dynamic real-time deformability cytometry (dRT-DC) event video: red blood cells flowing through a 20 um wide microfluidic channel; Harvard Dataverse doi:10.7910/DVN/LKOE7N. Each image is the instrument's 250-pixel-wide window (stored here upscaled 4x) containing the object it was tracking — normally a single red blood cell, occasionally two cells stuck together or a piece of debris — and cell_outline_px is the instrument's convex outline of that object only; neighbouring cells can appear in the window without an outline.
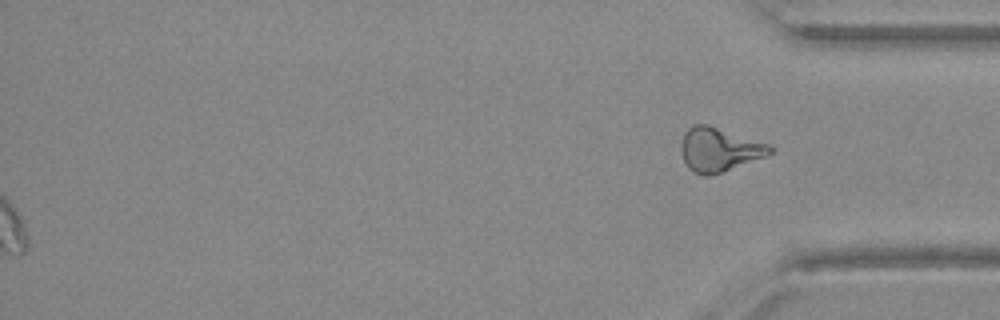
{"species": "Egyptian fruit bat (a non-hibernating species)", "species_latin": "Rousettus aegyptiacus", "temperature_condition": "warm", "stored_images_in_passage": 45, "segment_of_instrument_passage": [2, 2], "camera_frame_rate_fps": 3000, "um_per_image_px": 0.085, "animal": {"sex": "female"}, "frame": {"image": 1, "passage_image": 45, "time_ms": 14.667, "image_size_px": [1000, 320], "cell_outline_px": [[772, 152], [764, 156], [720, 172], [708, 176], [704, 176], [688, 168], [684, 160], [680, 148], [680, 144], [684, 132], [692, 124], [708, 124], [772, 144]], "centroid_in_image_um": [61.1, 12.67], "position_along_channel_um": 374.1, "area_um2": 22.6}}